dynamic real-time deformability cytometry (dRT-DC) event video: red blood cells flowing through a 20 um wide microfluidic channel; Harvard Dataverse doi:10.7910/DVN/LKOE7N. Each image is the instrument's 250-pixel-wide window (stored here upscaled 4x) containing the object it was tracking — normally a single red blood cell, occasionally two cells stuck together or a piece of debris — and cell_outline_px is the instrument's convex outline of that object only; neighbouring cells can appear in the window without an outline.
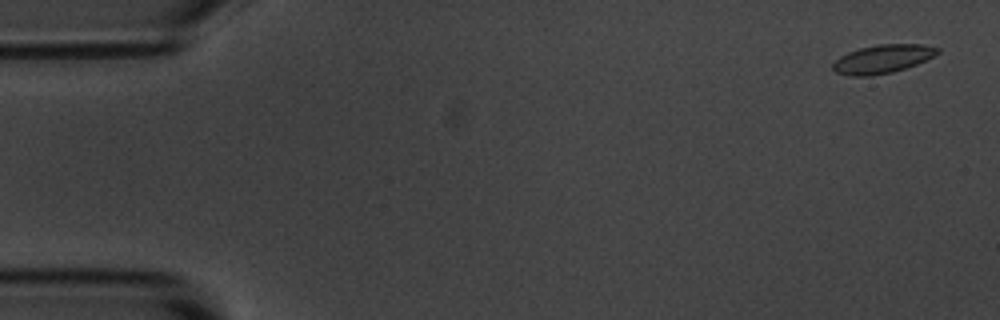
{"species": "common noctule bat (a hibernating species)", "species_latin": "Nyctalus noctula", "temperature_condition": "room temperature", "stored_images_in_passage": 16, "camera_frame_rate_fps": 3000, "um_per_image_px": 0.085, "animal": {"sex": "male", "body_mass_g": 20.1, "forearm_length_mm": 53.5}, "frame": {"image": 1, "passage_image": 2, "time_ms": 0.333, "image_size_px": [1000, 320], "cell_outline_px": [[940, 52], [916, 64], [892, 72], [872, 76], [848, 76], [836, 72], [832, 68], [832, 64], [840, 56], [848, 52], [860, 48], [876, 44], [924, 44], [940, 48]], "centroid_in_image_um": [74.99, 5.01], "position_along_channel_um": 10.0, "area_um2": 17.34}}
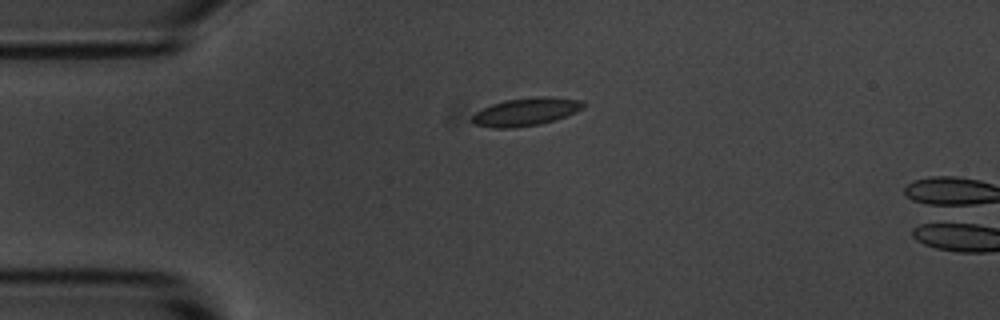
{"frame": {"image": 2, "passage_image": 13, "time_ms": 4.0, "image_size_px": [1000, 320], "cell_outline_px": [[584, 108], [576, 112], [556, 120], [540, 124], [516, 128], [492, 128], [472, 124], [472, 116], [476, 112], [492, 104], [504, 100], [536, 96], [544, 96], [580, 100], [584, 104]], "centroid_in_image_um": [44.69, 9.51], "position_along_channel_um": 40.3, "area_um2": 18.21}}